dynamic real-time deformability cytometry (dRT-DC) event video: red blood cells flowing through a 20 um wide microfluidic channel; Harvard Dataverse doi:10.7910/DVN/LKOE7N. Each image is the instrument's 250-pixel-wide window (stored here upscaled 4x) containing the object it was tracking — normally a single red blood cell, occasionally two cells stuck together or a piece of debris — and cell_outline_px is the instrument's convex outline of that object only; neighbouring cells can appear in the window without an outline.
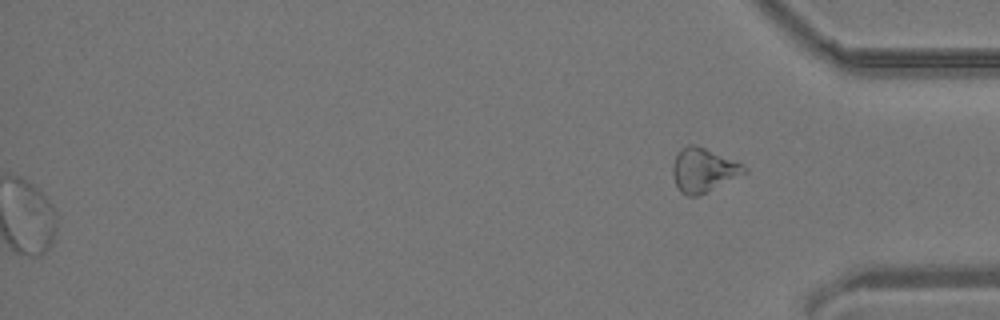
{"species": "common noctule bat (a hibernating species)", "species_latin": "Nyctalus noctula", "temperature_condition": "room temperature", "stored_images_in_passage": 42, "segment_of_instrument_passage": [2, 2], "camera_frame_rate_fps": 3000, "um_per_image_px": 0.085, "animal": {"sex": "male", "body_mass_g": 19.2, "forearm_length_mm": 51.8}, "frame": {"image": 1, "passage_image": 42, "time_ms": 13.667, "image_size_px": [1000, 320], "cell_outline_px": [[748, 172], [696, 196], [688, 196], [680, 192], [676, 184], [672, 172], [672, 164], [680, 148], [688, 144], [692, 144], [704, 148], [740, 164], [748, 168]], "centroid_in_image_um": [59.74, 14.46], "position_along_channel_um": 375.5, "area_um2": 17.8}}